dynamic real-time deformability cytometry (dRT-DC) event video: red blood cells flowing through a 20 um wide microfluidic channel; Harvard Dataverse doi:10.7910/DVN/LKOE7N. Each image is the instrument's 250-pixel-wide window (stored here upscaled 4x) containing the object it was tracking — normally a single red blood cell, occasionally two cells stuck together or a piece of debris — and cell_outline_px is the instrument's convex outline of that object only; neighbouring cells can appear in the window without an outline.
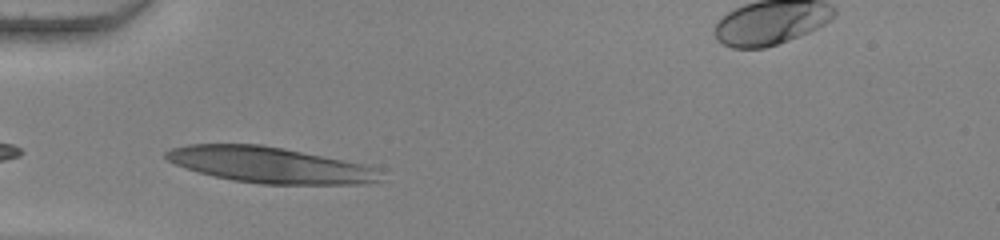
{"species": "human", "species_latin": "Homo sapiens", "temperature_condition": "warm", "stored_images_in_passage": 24, "camera_frame_rate_fps": 3000, "um_per_image_px": 0.085, "donor": {"sex": "female"}, "frame": {"image": 1, "passage_image": 1, "time_ms": 0.0, "image_size_px": [1000, 240], "cell_outline_px": [[384, 180], [364, 184], [260, 184], [232, 180], [212, 176], [176, 164], [168, 160], [164, 156], [164, 152], [172, 148], [188, 144], [264, 144], [384, 168]], "centroid_in_image_um": [23.05, 14.02], "position_along_channel_um": 61.9, "area_um2": 45.37}}
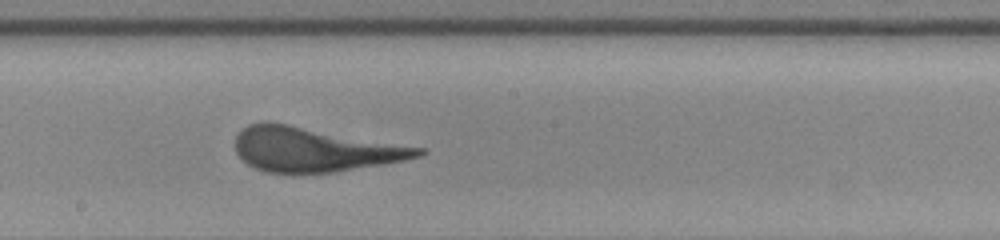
{"frame": {"image": 2, "passage_image": 14, "time_ms": 4.333, "image_size_px": [1000, 240], "cell_outline_px": [[428, 152], [420, 156], [404, 160], [384, 164], [332, 172], [268, 172], [256, 168], [248, 164], [236, 152], [236, 136], [248, 124], [264, 120], [268, 120], [424, 148]], "centroid_in_image_um": [26.71, 12.68], "position_along_channel_um": 221.5, "area_um2": 47.05}}
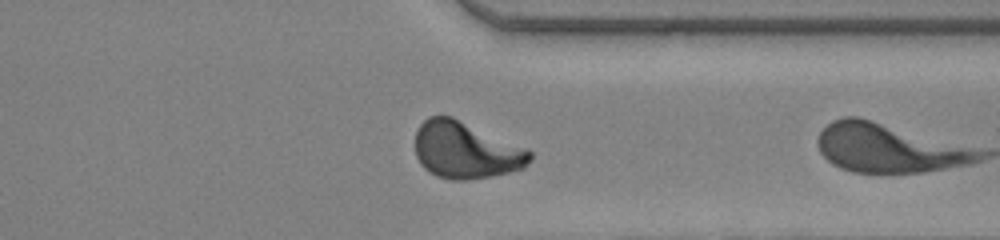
{"frame": {"image": 3, "passage_image": 23, "time_ms": 7.333, "image_size_px": [1000, 240], "cell_outline_px": [[532, 160], [524, 168], [508, 172], [488, 176], [464, 180], [452, 180], [436, 176], [428, 172], [420, 164], [416, 156], [416, 132], [420, 124], [428, 116], [452, 116], [528, 148], [532, 152]], "centroid_in_image_um": [39.6, 12.76], "position_along_channel_um": 371.8, "area_um2": 38.15}}